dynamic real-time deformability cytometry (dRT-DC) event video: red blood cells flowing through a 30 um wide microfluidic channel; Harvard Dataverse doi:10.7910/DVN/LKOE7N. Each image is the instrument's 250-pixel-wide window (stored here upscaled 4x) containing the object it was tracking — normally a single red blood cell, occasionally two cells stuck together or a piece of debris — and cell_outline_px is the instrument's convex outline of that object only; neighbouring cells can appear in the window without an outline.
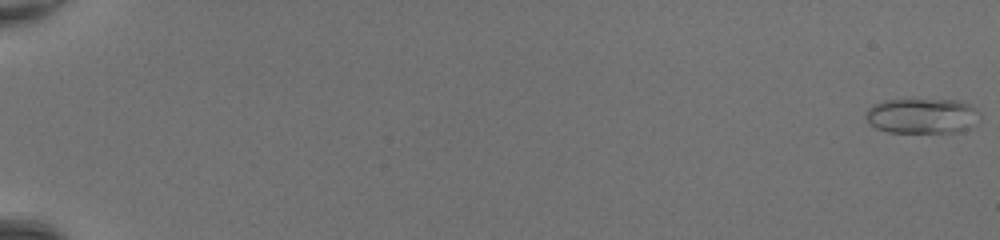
{"species": "common noctule bat (a hibernating species)", "species_latin": "Nyctalus noctula", "temperature_condition": "room temperature", "stored_images_in_passage": 50, "camera_frame_rate_fps": 3000, "um_per_image_px": 0.085, "animal": {"sex": "female", "body_mass_g": 20.0, "forearm_length_mm": 54.0}, "frame": {"image": 1, "passage_image": 1, "time_ms": 0.0, "image_size_px": [1000, 240], "cell_outline_px": [[980, 116], [976, 124], [972, 128], [960, 132], [888, 132], [876, 128], [864, 116], [864, 112], [872, 104], [880, 100], [960, 100], [976, 108], [980, 112]], "centroid_in_image_um": [78.4, 9.85], "position_along_channel_um": 6.6, "area_um2": 23.76}}
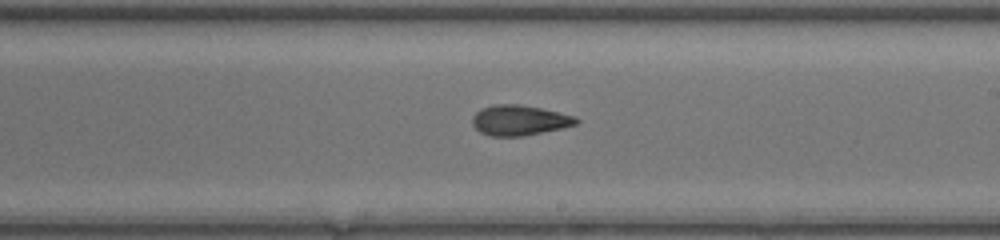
{"frame": {"image": 2, "passage_image": 32, "time_ms": 10.333, "image_size_px": [1000, 240], "cell_outline_px": [[580, 120], [576, 124], [564, 128], [524, 136], [488, 136], [480, 132], [472, 124], [472, 116], [480, 108], [492, 104], [520, 104], [540, 108], [576, 116]], "centroid_in_image_um": [44.14, 10.22], "position_along_channel_um": 244.9, "area_um2": 18.55}}
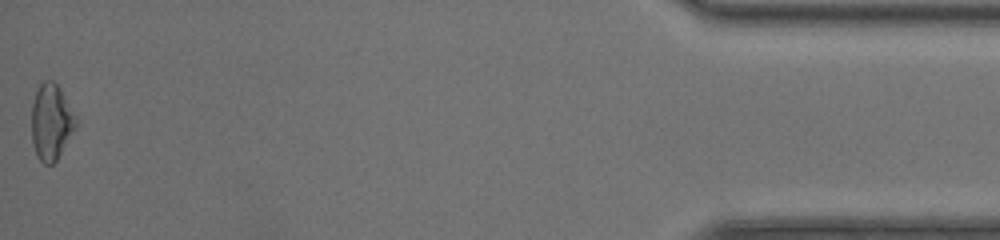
{"frame": {"image": 3, "passage_image": 50, "time_ms": 16.333, "image_size_px": [1000, 240], "cell_outline_px": [[76, 128], [56, 160], [52, 164], [44, 164], [36, 156], [32, 144], [32, 104], [36, 88], [44, 80], [52, 80], [60, 88], [76, 116]], "centroid_in_image_um": [4.34, 10.36], "position_along_channel_um": 430.9, "area_um2": 19.65}, "authors_computed_cell_mechanics": {"area_um2": 18.8717, "velocity_mm_per_s": 4.4245, "shape_relaxation_time_tau1_ms": 5.3752, "shape_relaxation_time_tau2_ms": 2.3036, "deformation_change_tau1": 0.1511, "deformation_change_tau2": 0.0851}}